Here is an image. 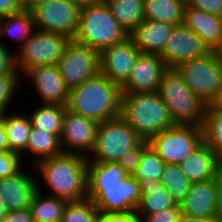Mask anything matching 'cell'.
<instances>
[{"instance_id":"obj_1","label":"cell","mask_w":222,"mask_h":222,"mask_svg":"<svg viewBox=\"0 0 222 222\" xmlns=\"http://www.w3.org/2000/svg\"><path fill=\"white\" fill-rule=\"evenodd\" d=\"M140 183L118 162H88L87 198L100 214L137 210Z\"/></svg>"},{"instance_id":"obj_2","label":"cell","mask_w":222,"mask_h":222,"mask_svg":"<svg viewBox=\"0 0 222 222\" xmlns=\"http://www.w3.org/2000/svg\"><path fill=\"white\" fill-rule=\"evenodd\" d=\"M32 167L35 168H33V172L36 171L34 172L35 175L39 176L37 180L38 191L65 199L68 202L87 198V157L62 153L40 160ZM46 191L48 193H45Z\"/></svg>"},{"instance_id":"obj_3","label":"cell","mask_w":222,"mask_h":222,"mask_svg":"<svg viewBox=\"0 0 222 222\" xmlns=\"http://www.w3.org/2000/svg\"><path fill=\"white\" fill-rule=\"evenodd\" d=\"M121 87L100 72L69 90L66 109L101 123L120 116Z\"/></svg>"},{"instance_id":"obj_4","label":"cell","mask_w":222,"mask_h":222,"mask_svg":"<svg viewBox=\"0 0 222 222\" xmlns=\"http://www.w3.org/2000/svg\"><path fill=\"white\" fill-rule=\"evenodd\" d=\"M120 117L145 141L175 125L158 92L121 94Z\"/></svg>"},{"instance_id":"obj_5","label":"cell","mask_w":222,"mask_h":222,"mask_svg":"<svg viewBox=\"0 0 222 222\" xmlns=\"http://www.w3.org/2000/svg\"><path fill=\"white\" fill-rule=\"evenodd\" d=\"M157 92L175 125L202 127L208 105L186 85L176 68L163 72Z\"/></svg>"},{"instance_id":"obj_6","label":"cell","mask_w":222,"mask_h":222,"mask_svg":"<svg viewBox=\"0 0 222 222\" xmlns=\"http://www.w3.org/2000/svg\"><path fill=\"white\" fill-rule=\"evenodd\" d=\"M127 37L129 35L113 17L105 1L80 8L75 42L100 52Z\"/></svg>"},{"instance_id":"obj_7","label":"cell","mask_w":222,"mask_h":222,"mask_svg":"<svg viewBox=\"0 0 222 222\" xmlns=\"http://www.w3.org/2000/svg\"><path fill=\"white\" fill-rule=\"evenodd\" d=\"M144 140L120 116L99 123L88 162H117L126 152L136 149Z\"/></svg>"},{"instance_id":"obj_8","label":"cell","mask_w":222,"mask_h":222,"mask_svg":"<svg viewBox=\"0 0 222 222\" xmlns=\"http://www.w3.org/2000/svg\"><path fill=\"white\" fill-rule=\"evenodd\" d=\"M176 70L196 96L207 105L212 103L222 85V61L218 52L182 62Z\"/></svg>"},{"instance_id":"obj_9","label":"cell","mask_w":222,"mask_h":222,"mask_svg":"<svg viewBox=\"0 0 222 222\" xmlns=\"http://www.w3.org/2000/svg\"><path fill=\"white\" fill-rule=\"evenodd\" d=\"M70 40L62 34L35 30L15 52L18 72L22 76L34 66L57 65Z\"/></svg>"},{"instance_id":"obj_10","label":"cell","mask_w":222,"mask_h":222,"mask_svg":"<svg viewBox=\"0 0 222 222\" xmlns=\"http://www.w3.org/2000/svg\"><path fill=\"white\" fill-rule=\"evenodd\" d=\"M203 141L202 127L174 125L153 135L148 143L166 164H180Z\"/></svg>"},{"instance_id":"obj_11","label":"cell","mask_w":222,"mask_h":222,"mask_svg":"<svg viewBox=\"0 0 222 222\" xmlns=\"http://www.w3.org/2000/svg\"><path fill=\"white\" fill-rule=\"evenodd\" d=\"M80 7L69 0H49L30 10L35 29L62 34L71 40L78 27Z\"/></svg>"},{"instance_id":"obj_12","label":"cell","mask_w":222,"mask_h":222,"mask_svg":"<svg viewBox=\"0 0 222 222\" xmlns=\"http://www.w3.org/2000/svg\"><path fill=\"white\" fill-rule=\"evenodd\" d=\"M57 66L64 84L70 90L100 72L99 52L72 39L66 45Z\"/></svg>"},{"instance_id":"obj_13","label":"cell","mask_w":222,"mask_h":222,"mask_svg":"<svg viewBox=\"0 0 222 222\" xmlns=\"http://www.w3.org/2000/svg\"><path fill=\"white\" fill-rule=\"evenodd\" d=\"M98 126L96 121L66 109L60 133L63 153L88 157L95 144Z\"/></svg>"},{"instance_id":"obj_14","label":"cell","mask_w":222,"mask_h":222,"mask_svg":"<svg viewBox=\"0 0 222 222\" xmlns=\"http://www.w3.org/2000/svg\"><path fill=\"white\" fill-rule=\"evenodd\" d=\"M139 49L130 37L99 52V71L120 87L127 81Z\"/></svg>"},{"instance_id":"obj_15","label":"cell","mask_w":222,"mask_h":222,"mask_svg":"<svg viewBox=\"0 0 222 222\" xmlns=\"http://www.w3.org/2000/svg\"><path fill=\"white\" fill-rule=\"evenodd\" d=\"M210 52L196 33L181 24L175 26L159 56L167 68H176L182 62L204 57Z\"/></svg>"},{"instance_id":"obj_16","label":"cell","mask_w":222,"mask_h":222,"mask_svg":"<svg viewBox=\"0 0 222 222\" xmlns=\"http://www.w3.org/2000/svg\"><path fill=\"white\" fill-rule=\"evenodd\" d=\"M167 69L158 54L140 53L121 94L157 92L163 72Z\"/></svg>"},{"instance_id":"obj_17","label":"cell","mask_w":222,"mask_h":222,"mask_svg":"<svg viewBox=\"0 0 222 222\" xmlns=\"http://www.w3.org/2000/svg\"><path fill=\"white\" fill-rule=\"evenodd\" d=\"M21 77L31 81L41 104L66 106L69 89L64 84L57 65L34 66Z\"/></svg>"},{"instance_id":"obj_18","label":"cell","mask_w":222,"mask_h":222,"mask_svg":"<svg viewBox=\"0 0 222 222\" xmlns=\"http://www.w3.org/2000/svg\"><path fill=\"white\" fill-rule=\"evenodd\" d=\"M25 169L26 167L21 168L15 174L0 179V195L3 196L9 212L29 208L38 191V177H35L29 170L27 173Z\"/></svg>"},{"instance_id":"obj_19","label":"cell","mask_w":222,"mask_h":222,"mask_svg":"<svg viewBox=\"0 0 222 222\" xmlns=\"http://www.w3.org/2000/svg\"><path fill=\"white\" fill-rule=\"evenodd\" d=\"M217 187L213 178L193 182L187 195L179 203L181 213L191 217L217 218Z\"/></svg>"},{"instance_id":"obj_20","label":"cell","mask_w":222,"mask_h":222,"mask_svg":"<svg viewBox=\"0 0 222 222\" xmlns=\"http://www.w3.org/2000/svg\"><path fill=\"white\" fill-rule=\"evenodd\" d=\"M182 24L196 33L210 51L222 48V18L185 6Z\"/></svg>"},{"instance_id":"obj_21","label":"cell","mask_w":222,"mask_h":222,"mask_svg":"<svg viewBox=\"0 0 222 222\" xmlns=\"http://www.w3.org/2000/svg\"><path fill=\"white\" fill-rule=\"evenodd\" d=\"M175 26L167 22L144 19L129 37L140 53L160 55Z\"/></svg>"},{"instance_id":"obj_22","label":"cell","mask_w":222,"mask_h":222,"mask_svg":"<svg viewBox=\"0 0 222 222\" xmlns=\"http://www.w3.org/2000/svg\"><path fill=\"white\" fill-rule=\"evenodd\" d=\"M222 160L204 141L180 162V168L193 182L208 180Z\"/></svg>"},{"instance_id":"obj_23","label":"cell","mask_w":222,"mask_h":222,"mask_svg":"<svg viewBox=\"0 0 222 222\" xmlns=\"http://www.w3.org/2000/svg\"><path fill=\"white\" fill-rule=\"evenodd\" d=\"M141 200L137 207L138 215H148L175 206L177 203L160 181L152 179L140 181Z\"/></svg>"},{"instance_id":"obj_24","label":"cell","mask_w":222,"mask_h":222,"mask_svg":"<svg viewBox=\"0 0 222 222\" xmlns=\"http://www.w3.org/2000/svg\"><path fill=\"white\" fill-rule=\"evenodd\" d=\"M9 111L6 112L3 119L9 151L16 152L24 158V151L27 148L32 128L31 120L25 113H20V111L11 113Z\"/></svg>"},{"instance_id":"obj_25","label":"cell","mask_w":222,"mask_h":222,"mask_svg":"<svg viewBox=\"0 0 222 222\" xmlns=\"http://www.w3.org/2000/svg\"><path fill=\"white\" fill-rule=\"evenodd\" d=\"M29 153L34 159L31 160V166L38 161L58 156L63 153L60 144V134H51L36 128H31L27 148L24 151Z\"/></svg>"},{"instance_id":"obj_26","label":"cell","mask_w":222,"mask_h":222,"mask_svg":"<svg viewBox=\"0 0 222 222\" xmlns=\"http://www.w3.org/2000/svg\"><path fill=\"white\" fill-rule=\"evenodd\" d=\"M185 6L179 0H144V19L181 25Z\"/></svg>"},{"instance_id":"obj_27","label":"cell","mask_w":222,"mask_h":222,"mask_svg":"<svg viewBox=\"0 0 222 222\" xmlns=\"http://www.w3.org/2000/svg\"><path fill=\"white\" fill-rule=\"evenodd\" d=\"M113 17L129 35L143 20L144 0H104Z\"/></svg>"},{"instance_id":"obj_28","label":"cell","mask_w":222,"mask_h":222,"mask_svg":"<svg viewBox=\"0 0 222 222\" xmlns=\"http://www.w3.org/2000/svg\"><path fill=\"white\" fill-rule=\"evenodd\" d=\"M67 202L37 191L29 206L34 222H61Z\"/></svg>"},{"instance_id":"obj_29","label":"cell","mask_w":222,"mask_h":222,"mask_svg":"<svg viewBox=\"0 0 222 222\" xmlns=\"http://www.w3.org/2000/svg\"><path fill=\"white\" fill-rule=\"evenodd\" d=\"M35 30L30 11L22 9L19 13L0 18V38L9 36L18 40L19 47L30 39Z\"/></svg>"},{"instance_id":"obj_30","label":"cell","mask_w":222,"mask_h":222,"mask_svg":"<svg viewBox=\"0 0 222 222\" xmlns=\"http://www.w3.org/2000/svg\"><path fill=\"white\" fill-rule=\"evenodd\" d=\"M65 110L66 106L63 105L41 104L28 116L33 128L51 134H60Z\"/></svg>"},{"instance_id":"obj_31","label":"cell","mask_w":222,"mask_h":222,"mask_svg":"<svg viewBox=\"0 0 222 222\" xmlns=\"http://www.w3.org/2000/svg\"><path fill=\"white\" fill-rule=\"evenodd\" d=\"M160 183L171 194L176 203H180L191 188L192 182L182 171L179 164H165Z\"/></svg>"},{"instance_id":"obj_32","label":"cell","mask_w":222,"mask_h":222,"mask_svg":"<svg viewBox=\"0 0 222 222\" xmlns=\"http://www.w3.org/2000/svg\"><path fill=\"white\" fill-rule=\"evenodd\" d=\"M203 140L222 160V109H207L202 125Z\"/></svg>"},{"instance_id":"obj_33","label":"cell","mask_w":222,"mask_h":222,"mask_svg":"<svg viewBox=\"0 0 222 222\" xmlns=\"http://www.w3.org/2000/svg\"><path fill=\"white\" fill-rule=\"evenodd\" d=\"M165 162L157 155L156 151L148 144L142 151L140 163L133 173V177L138 181L152 179L160 181L164 171Z\"/></svg>"},{"instance_id":"obj_34","label":"cell","mask_w":222,"mask_h":222,"mask_svg":"<svg viewBox=\"0 0 222 222\" xmlns=\"http://www.w3.org/2000/svg\"><path fill=\"white\" fill-rule=\"evenodd\" d=\"M100 212L93 202L86 198L67 202L61 222H97Z\"/></svg>"},{"instance_id":"obj_35","label":"cell","mask_w":222,"mask_h":222,"mask_svg":"<svg viewBox=\"0 0 222 222\" xmlns=\"http://www.w3.org/2000/svg\"><path fill=\"white\" fill-rule=\"evenodd\" d=\"M21 75H0V105L10 109L15 92L21 86ZM20 85V86H19Z\"/></svg>"},{"instance_id":"obj_36","label":"cell","mask_w":222,"mask_h":222,"mask_svg":"<svg viewBox=\"0 0 222 222\" xmlns=\"http://www.w3.org/2000/svg\"><path fill=\"white\" fill-rule=\"evenodd\" d=\"M20 154L13 151H0V179L18 172L24 165Z\"/></svg>"},{"instance_id":"obj_37","label":"cell","mask_w":222,"mask_h":222,"mask_svg":"<svg viewBox=\"0 0 222 222\" xmlns=\"http://www.w3.org/2000/svg\"><path fill=\"white\" fill-rule=\"evenodd\" d=\"M180 205L148 215H138L139 222H179L181 217Z\"/></svg>"},{"instance_id":"obj_38","label":"cell","mask_w":222,"mask_h":222,"mask_svg":"<svg viewBox=\"0 0 222 222\" xmlns=\"http://www.w3.org/2000/svg\"><path fill=\"white\" fill-rule=\"evenodd\" d=\"M148 141H143L136 149L126 152L117 162L128 175H133L136 171L143 149L148 145Z\"/></svg>"},{"instance_id":"obj_39","label":"cell","mask_w":222,"mask_h":222,"mask_svg":"<svg viewBox=\"0 0 222 222\" xmlns=\"http://www.w3.org/2000/svg\"><path fill=\"white\" fill-rule=\"evenodd\" d=\"M13 53V54H12ZM0 75H21L16 67L15 51L0 40Z\"/></svg>"},{"instance_id":"obj_40","label":"cell","mask_w":222,"mask_h":222,"mask_svg":"<svg viewBox=\"0 0 222 222\" xmlns=\"http://www.w3.org/2000/svg\"><path fill=\"white\" fill-rule=\"evenodd\" d=\"M186 6L222 18V0H189Z\"/></svg>"},{"instance_id":"obj_41","label":"cell","mask_w":222,"mask_h":222,"mask_svg":"<svg viewBox=\"0 0 222 222\" xmlns=\"http://www.w3.org/2000/svg\"><path fill=\"white\" fill-rule=\"evenodd\" d=\"M97 222H139L136 210L100 214Z\"/></svg>"},{"instance_id":"obj_42","label":"cell","mask_w":222,"mask_h":222,"mask_svg":"<svg viewBox=\"0 0 222 222\" xmlns=\"http://www.w3.org/2000/svg\"><path fill=\"white\" fill-rule=\"evenodd\" d=\"M216 187V211L217 218L222 222V162L218 165L214 177H213Z\"/></svg>"},{"instance_id":"obj_43","label":"cell","mask_w":222,"mask_h":222,"mask_svg":"<svg viewBox=\"0 0 222 222\" xmlns=\"http://www.w3.org/2000/svg\"><path fill=\"white\" fill-rule=\"evenodd\" d=\"M3 222H34L30 208L9 212Z\"/></svg>"},{"instance_id":"obj_44","label":"cell","mask_w":222,"mask_h":222,"mask_svg":"<svg viewBox=\"0 0 222 222\" xmlns=\"http://www.w3.org/2000/svg\"><path fill=\"white\" fill-rule=\"evenodd\" d=\"M21 10L15 0H0V18L19 13Z\"/></svg>"},{"instance_id":"obj_45","label":"cell","mask_w":222,"mask_h":222,"mask_svg":"<svg viewBox=\"0 0 222 222\" xmlns=\"http://www.w3.org/2000/svg\"><path fill=\"white\" fill-rule=\"evenodd\" d=\"M179 222H221L218 218H200L181 215Z\"/></svg>"},{"instance_id":"obj_46","label":"cell","mask_w":222,"mask_h":222,"mask_svg":"<svg viewBox=\"0 0 222 222\" xmlns=\"http://www.w3.org/2000/svg\"><path fill=\"white\" fill-rule=\"evenodd\" d=\"M0 151H9L5 126L3 122L0 123Z\"/></svg>"},{"instance_id":"obj_47","label":"cell","mask_w":222,"mask_h":222,"mask_svg":"<svg viewBox=\"0 0 222 222\" xmlns=\"http://www.w3.org/2000/svg\"><path fill=\"white\" fill-rule=\"evenodd\" d=\"M207 109H222V85L219 88L216 98L208 105Z\"/></svg>"},{"instance_id":"obj_48","label":"cell","mask_w":222,"mask_h":222,"mask_svg":"<svg viewBox=\"0 0 222 222\" xmlns=\"http://www.w3.org/2000/svg\"><path fill=\"white\" fill-rule=\"evenodd\" d=\"M73 2L74 4L78 5L80 8L88 5H93V4H100L104 0H69Z\"/></svg>"},{"instance_id":"obj_49","label":"cell","mask_w":222,"mask_h":222,"mask_svg":"<svg viewBox=\"0 0 222 222\" xmlns=\"http://www.w3.org/2000/svg\"><path fill=\"white\" fill-rule=\"evenodd\" d=\"M8 213H9V211H8L7 206L4 203L3 196L0 195V222L4 221V219L7 217Z\"/></svg>"},{"instance_id":"obj_50","label":"cell","mask_w":222,"mask_h":222,"mask_svg":"<svg viewBox=\"0 0 222 222\" xmlns=\"http://www.w3.org/2000/svg\"><path fill=\"white\" fill-rule=\"evenodd\" d=\"M47 1L49 0H27V11H30L35 6L46 3Z\"/></svg>"},{"instance_id":"obj_51","label":"cell","mask_w":222,"mask_h":222,"mask_svg":"<svg viewBox=\"0 0 222 222\" xmlns=\"http://www.w3.org/2000/svg\"><path fill=\"white\" fill-rule=\"evenodd\" d=\"M7 111L8 110L4 106L0 105V123L3 122L4 116Z\"/></svg>"},{"instance_id":"obj_52","label":"cell","mask_w":222,"mask_h":222,"mask_svg":"<svg viewBox=\"0 0 222 222\" xmlns=\"http://www.w3.org/2000/svg\"><path fill=\"white\" fill-rule=\"evenodd\" d=\"M15 1L23 10L27 11V0H15Z\"/></svg>"},{"instance_id":"obj_53","label":"cell","mask_w":222,"mask_h":222,"mask_svg":"<svg viewBox=\"0 0 222 222\" xmlns=\"http://www.w3.org/2000/svg\"><path fill=\"white\" fill-rule=\"evenodd\" d=\"M219 57L221 58L222 61V48L218 51Z\"/></svg>"},{"instance_id":"obj_54","label":"cell","mask_w":222,"mask_h":222,"mask_svg":"<svg viewBox=\"0 0 222 222\" xmlns=\"http://www.w3.org/2000/svg\"><path fill=\"white\" fill-rule=\"evenodd\" d=\"M179 1H181L182 3H184L185 5H187V3H188L189 0H179Z\"/></svg>"}]
</instances>
